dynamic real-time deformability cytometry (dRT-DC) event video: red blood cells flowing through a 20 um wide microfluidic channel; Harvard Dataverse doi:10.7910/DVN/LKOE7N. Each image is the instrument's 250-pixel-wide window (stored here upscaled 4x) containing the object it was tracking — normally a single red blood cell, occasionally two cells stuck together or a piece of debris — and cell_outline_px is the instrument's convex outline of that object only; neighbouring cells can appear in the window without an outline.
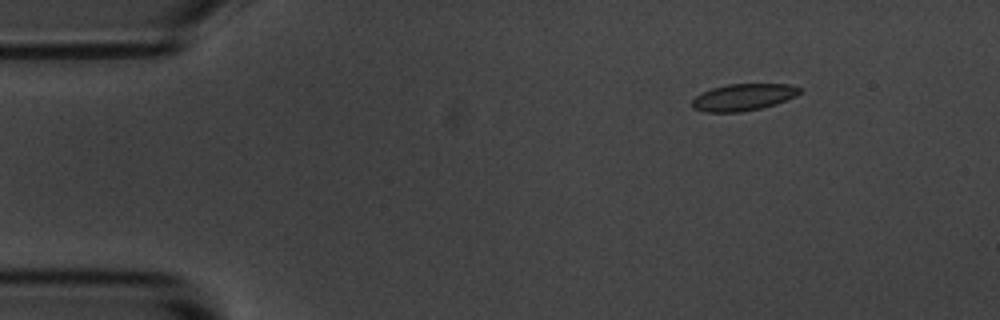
{"species": "common noctule bat (a hibernating species)", "species_latin": "Nyctalus noctula", "temperature_condition": "room temperature", "stored_images_in_passage": 7, "camera_frame_rate_fps": 3000, "um_per_image_px": 0.085, "animal": {"sex": "male", "body_mass_g": 20.1, "forearm_length_mm": 53.5}, "frame": {"image": 1, "passage_image": 2, "time_ms": 1.333, "image_size_px": [1000, 320], "cell_outline_px": [[800, 92], [796, 96], [788, 100], [776, 104], [760, 108], [740, 112], [704, 112], [692, 108], [692, 100], [696, 96], [712, 88], [728, 84], [788, 84], [800, 88]], "centroid_in_image_um": [63.18, 8.27], "position_along_channel_um": 21.8, "area_um2": 16.76}}
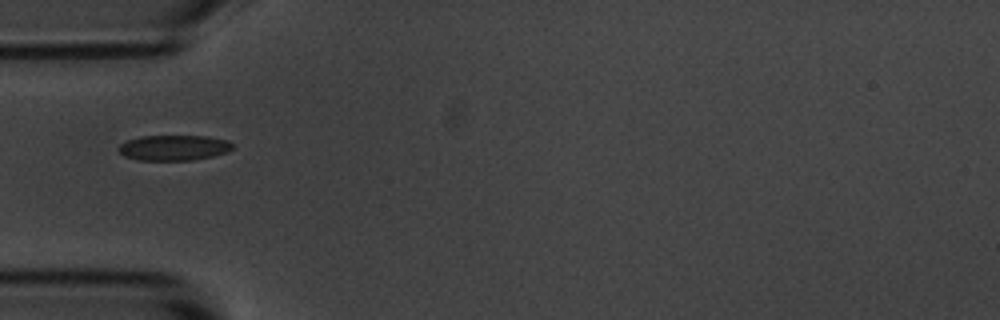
{"frame": {"image": 2, "passage_image": 5, "time_ms": 4.667, "image_size_px": [1000, 320], "cell_outline_px": [[232, 148], [224, 152], [212, 156], [192, 160], [136, 160], [124, 156], [116, 148], [120, 144], [128, 140], [140, 136], [208, 136], [228, 140], [232, 144]], "centroid_in_image_um": [14.73, 12.55], "position_along_channel_um": 70.3, "area_um2": 16.82}}
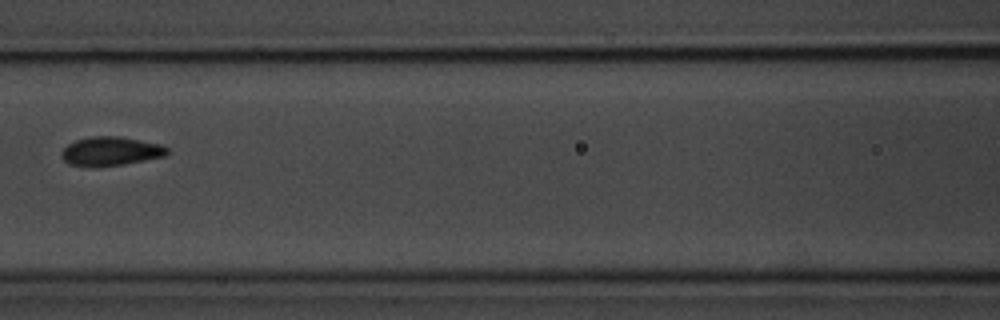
{"frame": {"image": 3, "passage_image": 7, "time_ms": 7.0, "image_size_px": [1000, 320], "cell_outline_px": [[168, 152], [164, 156], [124, 164], [96, 168], [68, 164], [60, 156], [60, 152], [68, 144], [76, 140], [92, 136], [120, 136], [160, 144], [168, 148]], "centroid_in_image_um": [9.36, 12.87], "position_along_channel_um": 157.2, "area_um2": 17.98}}